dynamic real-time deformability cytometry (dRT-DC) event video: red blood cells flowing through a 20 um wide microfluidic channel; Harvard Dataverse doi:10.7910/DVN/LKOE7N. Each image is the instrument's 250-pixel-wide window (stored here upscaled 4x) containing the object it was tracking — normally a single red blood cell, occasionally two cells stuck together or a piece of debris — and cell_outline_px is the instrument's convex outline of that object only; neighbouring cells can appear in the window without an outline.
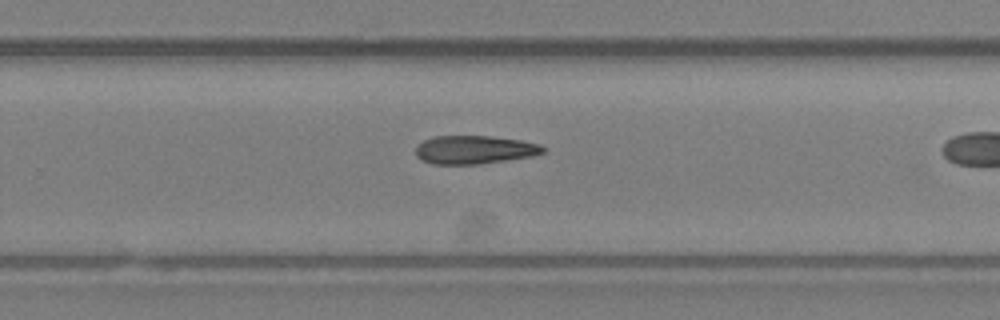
{"species": "Egyptian fruit bat (a non-hibernating species)", "species_latin": "Rousettus aegyptiacus", "temperature_condition": "room temperature", "stored_images_in_passage": 24, "camera_frame_rate_fps": 3000, "um_per_image_px": 0.085, "animal": {"sex": "female"}, "frame": {"image": 1, "passage_image": 18, "time_ms": 5.667, "image_size_px": [1000, 320], "cell_outline_px": [[544, 152], [532, 156], [476, 164], [432, 164], [420, 160], [416, 156], [416, 148], [424, 140], [436, 136], [488, 136], [520, 140], [540, 144], [544, 148]], "centroid_in_image_um": [40.3, 12.73], "position_along_channel_um": 289.5, "area_um2": 20.81}}